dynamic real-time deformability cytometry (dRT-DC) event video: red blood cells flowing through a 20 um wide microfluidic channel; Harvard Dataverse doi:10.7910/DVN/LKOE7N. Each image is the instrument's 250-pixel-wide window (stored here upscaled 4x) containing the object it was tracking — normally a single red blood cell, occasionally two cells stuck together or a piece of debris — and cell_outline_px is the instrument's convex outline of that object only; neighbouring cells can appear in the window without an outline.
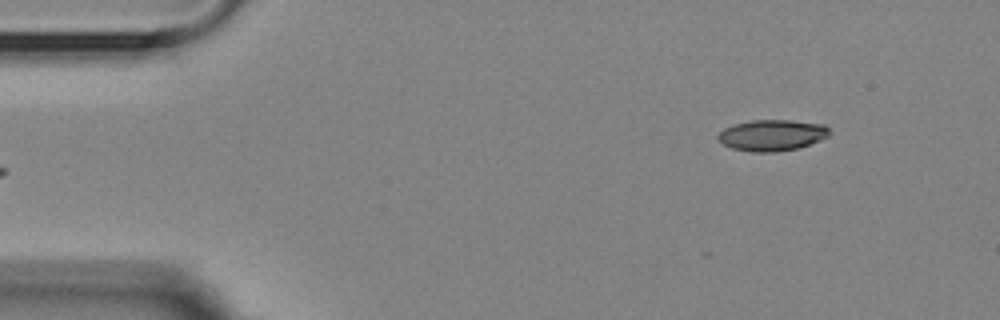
{"species": "Egyptian fruit bat (a non-hibernating species)", "species_latin": "Rousettus aegyptiacus", "temperature_condition": "room temperature", "stored_images_in_passage": 5, "segment_of_instrument_passage": [2, 2], "camera_frame_rate_fps": 3000, "um_per_image_px": 0.085, "animal": {"sex": "female"}, "frame": {"image": 1, "passage_image": 5, "time_ms": 5.333, "image_size_px": [1000, 320], "cell_outline_px": [[832, 132], [828, 136], [820, 140], [796, 148], [776, 152], [752, 152], [732, 148], [724, 144], [716, 136], [724, 128], [736, 124], [752, 120], [788, 120], [824, 124]], "centroid_in_image_um": [65.64, 11.49], "position_along_channel_um": 19.4, "area_um2": 20.06}}